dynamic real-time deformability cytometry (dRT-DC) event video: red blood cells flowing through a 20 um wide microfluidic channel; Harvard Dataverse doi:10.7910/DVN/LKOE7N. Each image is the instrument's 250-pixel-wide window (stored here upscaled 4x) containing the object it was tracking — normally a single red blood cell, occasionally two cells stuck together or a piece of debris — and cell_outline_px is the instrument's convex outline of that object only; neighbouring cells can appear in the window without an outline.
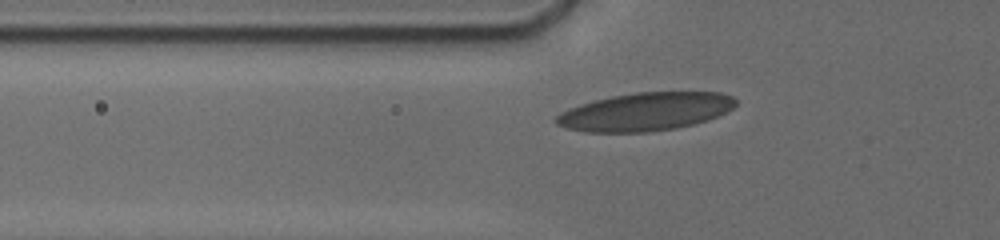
{"species": "human", "species_latin": "Homo sapiens", "temperature_condition": "cold", "stored_images_in_passage": 27, "camera_frame_rate_fps": 3000, "um_per_image_px": 0.085, "donor": {"sex": "male"}, "frame": {"image": 1, "passage_image": 2, "time_ms": 0.333, "image_size_px": [1000, 240], "cell_outline_px": [[736, 104], [732, 108], [708, 120], [676, 128], [648, 132], [584, 132], [564, 128], [556, 124], [552, 120], [560, 112], [568, 108], [580, 104], [612, 96], [636, 92], [720, 92], [732, 96], [736, 100]], "centroid_in_image_um": [54.8, 9.5], "position_along_channel_um": 71.0, "area_um2": 39.94}}
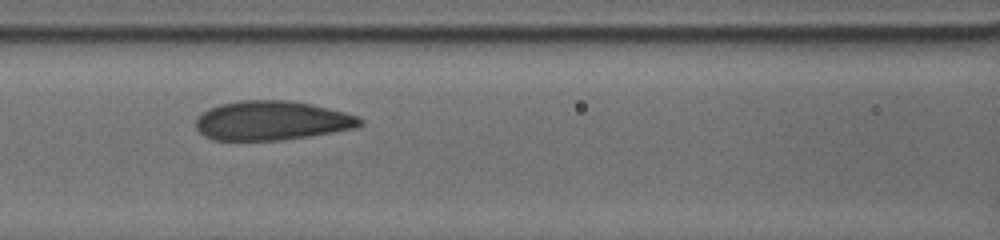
{"frame": {"image": 2, "passage_image": 18, "time_ms": 2.333, "image_size_px": [1000, 240], "cell_outline_px": [[364, 124], [356, 128], [308, 136], [280, 140], [212, 140], [204, 136], [196, 128], [196, 116], [208, 108], [220, 104], [240, 100], [292, 100], [312, 104], [344, 112], [356, 116], [364, 120]], "centroid_in_image_um": [23.08, 10.24], "position_along_channel_um": 143.5, "area_um2": 37.74}}
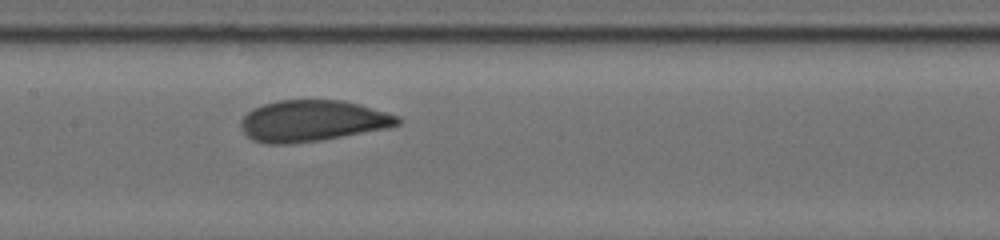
{"frame": {"image": 3, "passage_image": 26, "time_ms": 3.333, "image_size_px": [1000, 240], "cell_outline_px": [[404, 120], [400, 124], [388, 128], [320, 140], [288, 144], [268, 144], [252, 140], [240, 128], [240, 120], [252, 108], [276, 100], [340, 100], [356, 104], [400, 116]], "centroid_in_image_um": [26.53, 10.28], "position_along_channel_um": 180.9, "area_um2": 37.63}}